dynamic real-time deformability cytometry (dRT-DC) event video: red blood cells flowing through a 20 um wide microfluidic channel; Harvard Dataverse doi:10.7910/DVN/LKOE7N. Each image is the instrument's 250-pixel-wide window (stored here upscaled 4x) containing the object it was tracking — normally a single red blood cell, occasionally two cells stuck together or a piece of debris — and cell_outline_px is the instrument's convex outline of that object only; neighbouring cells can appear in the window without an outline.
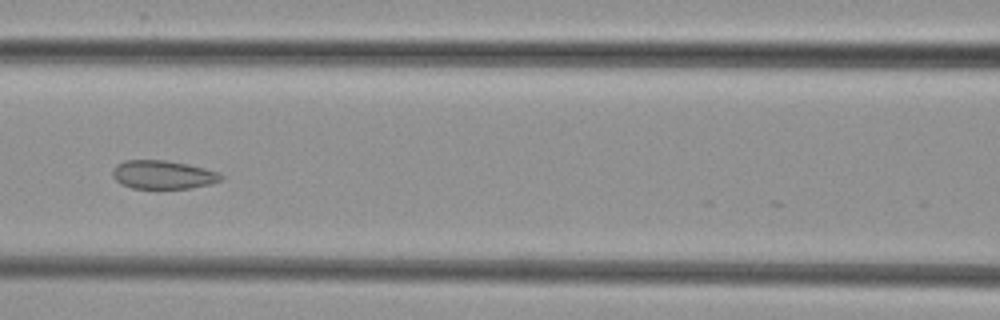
{"species": "common noctule bat (a hibernating species)", "species_latin": "Nyctalus noctula", "temperature_condition": "cold", "stored_images_in_passage": 8, "camera_frame_rate_fps": 3000, "um_per_image_px": 0.085, "animal": {"sex": "female", "body_mass_g": 29.2, "forearm_length_mm": 56.3}, "frame": {"image": 1, "passage_image": 7, "time_ms": 6.667, "image_size_px": [1000, 320], "cell_outline_px": [[224, 176], [220, 180], [212, 184], [192, 188], [132, 188], [120, 184], [112, 176], [112, 168], [116, 164], [124, 160], [164, 160], [204, 168], [220, 172]], "centroid_in_image_um": [13.83, 14.85], "position_along_channel_um": 152.8, "area_um2": 18.09}}